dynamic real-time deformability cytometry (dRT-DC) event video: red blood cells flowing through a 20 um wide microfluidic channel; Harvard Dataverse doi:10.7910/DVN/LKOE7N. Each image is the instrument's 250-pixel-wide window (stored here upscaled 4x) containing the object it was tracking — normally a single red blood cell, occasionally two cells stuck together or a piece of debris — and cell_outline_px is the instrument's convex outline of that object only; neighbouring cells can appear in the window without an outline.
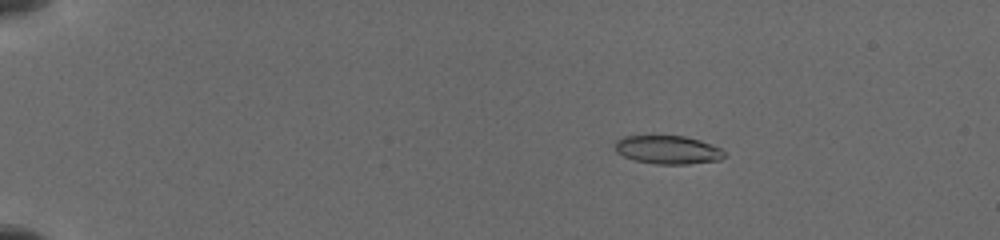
{"species": "common noctule bat (a hibernating species)", "species_latin": "Nyctalus noctula", "temperature_condition": "cold", "stored_images_in_passage": 6, "camera_frame_rate_fps": 3000, "um_per_image_px": 0.085, "animal": {"sex": "female", "body_mass_g": 19.5, "forearm_length_mm": 54.1}, "frame": {"image": 1, "passage_image": 2, "time_ms": 1.0, "image_size_px": [1000, 240], "cell_outline_px": [[724, 156], [720, 160], [688, 164], [656, 164], [632, 160], [616, 152], [616, 140], [624, 136], [684, 136], [700, 140], [720, 148], [724, 152]], "centroid_in_image_um": [56.75, 12.74], "position_along_channel_um": 28.2, "area_um2": 18.03}}
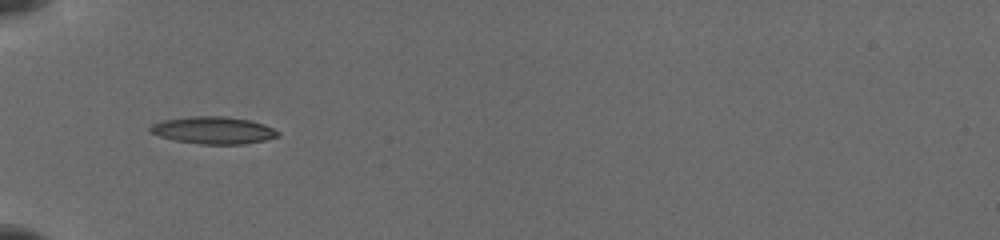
{"frame": {"image": 2, "passage_image": 5, "time_ms": 4.333, "image_size_px": [1000, 240], "cell_outline_px": [[280, 136], [264, 140], [244, 144], [200, 144], [172, 140], [148, 132], [148, 128], [152, 124], [160, 120], [188, 116], [224, 116], [248, 120], [264, 124], [280, 132]], "centroid_in_image_um": [18.08, 11.07], "position_along_channel_um": 66.9, "area_um2": 20.46}}
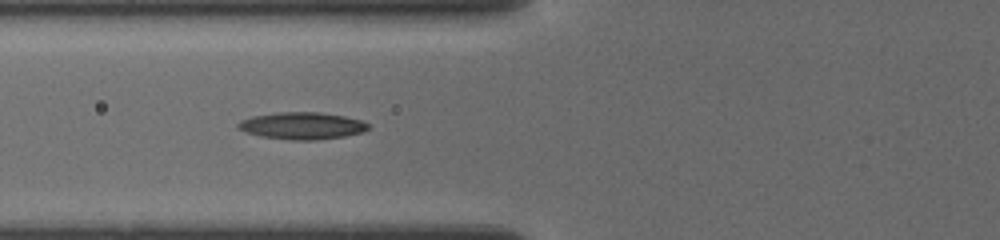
{"frame": {"image": 3, "passage_image": 6, "time_ms": 5.333, "image_size_px": [1000, 240], "cell_outline_px": [[368, 128], [364, 132], [344, 136], [316, 140], [292, 140], [260, 136], [244, 132], [236, 128], [236, 124], [240, 120], [252, 116], [276, 112], [320, 112], [344, 116], [360, 120], [368, 124]], "centroid_in_image_um": [25.62, 10.69], "position_along_channel_um": 100.2, "area_um2": 20.63}}